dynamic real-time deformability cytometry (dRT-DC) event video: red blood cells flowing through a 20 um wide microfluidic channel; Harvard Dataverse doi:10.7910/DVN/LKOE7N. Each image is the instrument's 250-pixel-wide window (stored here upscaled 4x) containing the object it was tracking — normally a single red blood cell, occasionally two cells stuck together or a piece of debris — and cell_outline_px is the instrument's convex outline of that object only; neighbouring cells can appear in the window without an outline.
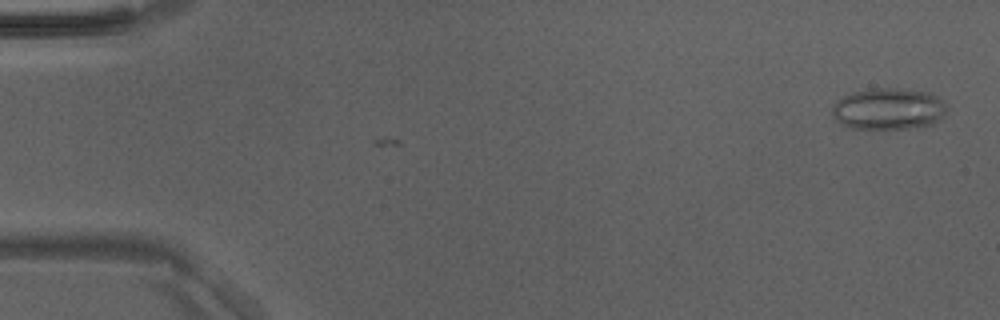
{"species": "Egyptian fruit bat (a non-hibernating species)", "species_latin": "Rousettus aegyptiacus", "temperature_condition": "room temperature", "stored_images_in_passage": 2, "camera_frame_rate_fps": 3000, "um_per_image_px": 0.085, "animal": {"sex": "male"}, "frame": {"image": 1, "passage_image": 2, "time_ms": 0.333, "image_size_px": [1000, 320], "cell_outline_px": [[948, 112], [944, 116], [932, 124], [908, 128], [852, 128], [840, 124], [832, 116], [832, 104], [844, 96], [852, 92], [872, 88], [896, 88], [928, 92], [944, 100], [948, 104]], "centroid_in_image_um": [75.54, 9.24], "position_along_channel_um": 9.5, "area_um2": 27.98}}